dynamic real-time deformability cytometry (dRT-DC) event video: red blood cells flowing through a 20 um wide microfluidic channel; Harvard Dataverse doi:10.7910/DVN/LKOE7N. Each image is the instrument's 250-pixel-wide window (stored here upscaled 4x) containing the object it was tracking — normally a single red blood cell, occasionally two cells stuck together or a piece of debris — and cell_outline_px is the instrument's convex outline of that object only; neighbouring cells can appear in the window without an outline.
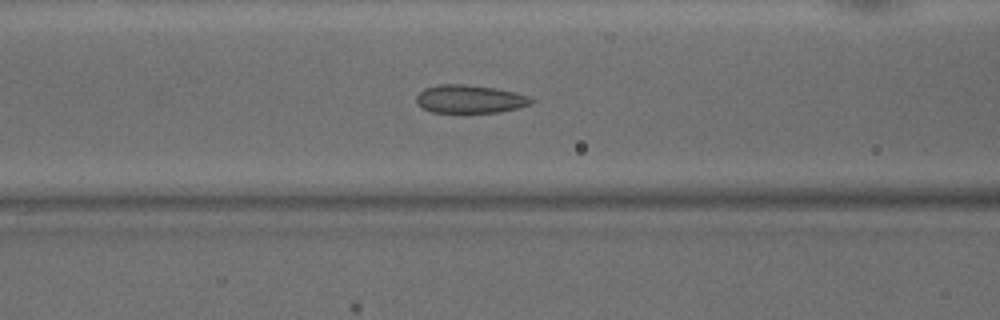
{"species": "common noctule bat (a hibernating species)", "species_latin": "Nyctalus noctula", "temperature_condition": "warm", "stored_images_in_passage": 38, "camera_frame_rate_fps": 3000, "um_per_image_px": 0.085, "animal": {"sex": "male", "body_mass_g": 15.6}, "frame": {"image": 1, "passage_image": 9, "time_ms": 2.667, "image_size_px": [1000, 320], "cell_outline_px": [[536, 100], [532, 104], [500, 112], [432, 112], [424, 108], [416, 100], [416, 96], [424, 88], [440, 84], [464, 84], [496, 88], [516, 92], [528, 96]], "centroid_in_image_um": [39.98, 8.41], "position_along_channel_um": 126.6, "area_um2": 18.79}}
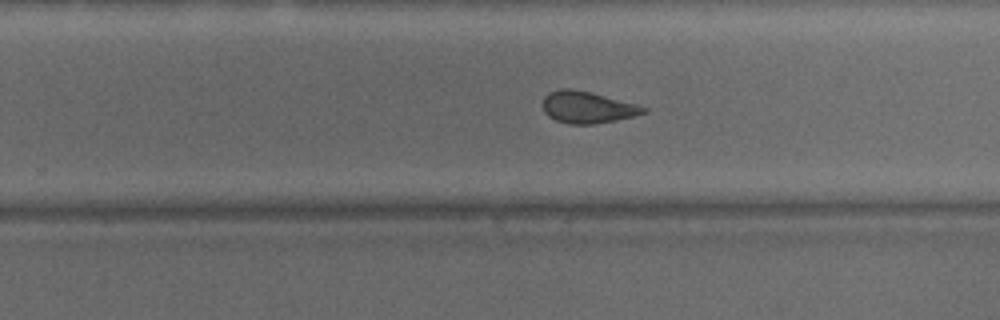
{"frame": {"image": 2, "passage_image": 20, "time_ms": 6.333, "image_size_px": [1000, 320], "cell_outline_px": [[648, 112], [616, 120], [596, 124], [568, 124], [556, 120], [548, 116], [544, 112], [544, 96], [548, 92], [560, 88], [572, 88], [592, 92], [636, 104], [648, 108]], "centroid_in_image_um": [49.92, 9.11], "position_along_channel_um": 279.9, "area_um2": 18.73}}
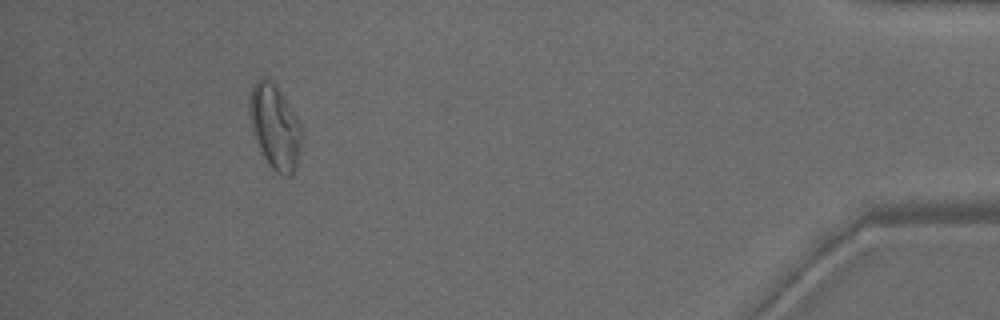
{"frame": {"image": 3, "passage_image": 34, "time_ms": 11.0, "image_size_px": [1000, 320], "cell_outline_px": [[304, 136], [296, 168], [292, 176], [280, 176], [268, 164], [260, 152], [252, 128], [248, 112], [248, 104], [252, 84], [256, 80], [264, 80], [272, 84], [280, 92], [288, 104], [300, 124]], "centroid_in_image_um": [23.37, 10.88], "position_along_channel_um": 411.8, "area_um2": 25.61}, "authors_computed_cell_mechanics": {"area_um2": 19.5942, "velocity_mm_per_s": 4.179, "shape_relaxation_time_tau1_ms": null, "shape_relaxation_time_tau2_ms": 1.4721, "deformation_change_tau1": null, "deformation_change_tau2": 0.0688}}